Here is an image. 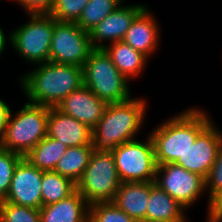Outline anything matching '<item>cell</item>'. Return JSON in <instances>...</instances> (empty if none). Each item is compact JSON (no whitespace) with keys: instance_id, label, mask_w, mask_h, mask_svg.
<instances>
[{"instance_id":"cell-1","label":"cell","mask_w":222,"mask_h":222,"mask_svg":"<svg viewBox=\"0 0 222 222\" xmlns=\"http://www.w3.org/2000/svg\"><path fill=\"white\" fill-rule=\"evenodd\" d=\"M20 77V87L31 104L57 107L71 92L83 85V67L55 62L34 65Z\"/></svg>"},{"instance_id":"cell-2","label":"cell","mask_w":222,"mask_h":222,"mask_svg":"<svg viewBox=\"0 0 222 222\" xmlns=\"http://www.w3.org/2000/svg\"><path fill=\"white\" fill-rule=\"evenodd\" d=\"M200 108L186 109L150 132L157 165L175 163L196 141L197 136L213 121Z\"/></svg>"},{"instance_id":"cell-3","label":"cell","mask_w":222,"mask_h":222,"mask_svg":"<svg viewBox=\"0 0 222 222\" xmlns=\"http://www.w3.org/2000/svg\"><path fill=\"white\" fill-rule=\"evenodd\" d=\"M147 104L145 99L135 97L108 103L102 118L92 129L94 150L112 152L122 143L134 140L144 125Z\"/></svg>"},{"instance_id":"cell-4","label":"cell","mask_w":222,"mask_h":222,"mask_svg":"<svg viewBox=\"0 0 222 222\" xmlns=\"http://www.w3.org/2000/svg\"><path fill=\"white\" fill-rule=\"evenodd\" d=\"M12 113L0 139V147L24 157L47 136L49 107L26 102Z\"/></svg>"},{"instance_id":"cell-5","label":"cell","mask_w":222,"mask_h":222,"mask_svg":"<svg viewBox=\"0 0 222 222\" xmlns=\"http://www.w3.org/2000/svg\"><path fill=\"white\" fill-rule=\"evenodd\" d=\"M129 82L104 49H93L90 52L83 65V85L99 99L107 104L131 99Z\"/></svg>"},{"instance_id":"cell-6","label":"cell","mask_w":222,"mask_h":222,"mask_svg":"<svg viewBox=\"0 0 222 222\" xmlns=\"http://www.w3.org/2000/svg\"><path fill=\"white\" fill-rule=\"evenodd\" d=\"M120 184L113 153L94 150L76 190L91 205L113 202Z\"/></svg>"},{"instance_id":"cell-7","label":"cell","mask_w":222,"mask_h":222,"mask_svg":"<svg viewBox=\"0 0 222 222\" xmlns=\"http://www.w3.org/2000/svg\"><path fill=\"white\" fill-rule=\"evenodd\" d=\"M29 21L10 31V45L31 64L49 61L54 18L49 14H29Z\"/></svg>"},{"instance_id":"cell-8","label":"cell","mask_w":222,"mask_h":222,"mask_svg":"<svg viewBox=\"0 0 222 222\" xmlns=\"http://www.w3.org/2000/svg\"><path fill=\"white\" fill-rule=\"evenodd\" d=\"M134 139L112 151L121 182H154L157 170L153 141Z\"/></svg>"},{"instance_id":"cell-9","label":"cell","mask_w":222,"mask_h":222,"mask_svg":"<svg viewBox=\"0 0 222 222\" xmlns=\"http://www.w3.org/2000/svg\"><path fill=\"white\" fill-rule=\"evenodd\" d=\"M92 50L89 32L75 22H59L54 18L50 62L83 67Z\"/></svg>"},{"instance_id":"cell-10","label":"cell","mask_w":222,"mask_h":222,"mask_svg":"<svg viewBox=\"0 0 222 222\" xmlns=\"http://www.w3.org/2000/svg\"><path fill=\"white\" fill-rule=\"evenodd\" d=\"M154 182L186 211L206 191L203 177L185 170L176 163L158 165Z\"/></svg>"},{"instance_id":"cell-11","label":"cell","mask_w":222,"mask_h":222,"mask_svg":"<svg viewBox=\"0 0 222 222\" xmlns=\"http://www.w3.org/2000/svg\"><path fill=\"white\" fill-rule=\"evenodd\" d=\"M213 121L197 136L196 141L186 151L182 159L175 163L185 170L206 179L214 165L222 142V131H218Z\"/></svg>"},{"instance_id":"cell-12","label":"cell","mask_w":222,"mask_h":222,"mask_svg":"<svg viewBox=\"0 0 222 222\" xmlns=\"http://www.w3.org/2000/svg\"><path fill=\"white\" fill-rule=\"evenodd\" d=\"M42 175V170L33 166L23 157L15 167L4 201L40 209L42 207Z\"/></svg>"},{"instance_id":"cell-13","label":"cell","mask_w":222,"mask_h":222,"mask_svg":"<svg viewBox=\"0 0 222 222\" xmlns=\"http://www.w3.org/2000/svg\"><path fill=\"white\" fill-rule=\"evenodd\" d=\"M145 4L123 5V2L89 31L93 49H104L106 41L111 43L123 40L134 19L146 8ZM105 42V43H104Z\"/></svg>"},{"instance_id":"cell-14","label":"cell","mask_w":222,"mask_h":222,"mask_svg":"<svg viewBox=\"0 0 222 222\" xmlns=\"http://www.w3.org/2000/svg\"><path fill=\"white\" fill-rule=\"evenodd\" d=\"M106 106L104 100L82 85L65 97L56 108L93 129L102 118Z\"/></svg>"},{"instance_id":"cell-15","label":"cell","mask_w":222,"mask_h":222,"mask_svg":"<svg viewBox=\"0 0 222 222\" xmlns=\"http://www.w3.org/2000/svg\"><path fill=\"white\" fill-rule=\"evenodd\" d=\"M47 135L68 148L92 145V129L56 107H49Z\"/></svg>"},{"instance_id":"cell-16","label":"cell","mask_w":222,"mask_h":222,"mask_svg":"<svg viewBox=\"0 0 222 222\" xmlns=\"http://www.w3.org/2000/svg\"><path fill=\"white\" fill-rule=\"evenodd\" d=\"M149 8H145L133 21L123 41L148 58L158 49L160 25Z\"/></svg>"},{"instance_id":"cell-17","label":"cell","mask_w":222,"mask_h":222,"mask_svg":"<svg viewBox=\"0 0 222 222\" xmlns=\"http://www.w3.org/2000/svg\"><path fill=\"white\" fill-rule=\"evenodd\" d=\"M151 182H121L113 203L137 222H145Z\"/></svg>"},{"instance_id":"cell-18","label":"cell","mask_w":222,"mask_h":222,"mask_svg":"<svg viewBox=\"0 0 222 222\" xmlns=\"http://www.w3.org/2000/svg\"><path fill=\"white\" fill-rule=\"evenodd\" d=\"M41 222H88L89 204L76 190L69 197L40 208Z\"/></svg>"},{"instance_id":"cell-19","label":"cell","mask_w":222,"mask_h":222,"mask_svg":"<svg viewBox=\"0 0 222 222\" xmlns=\"http://www.w3.org/2000/svg\"><path fill=\"white\" fill-rule=\"evenodd\" d=\"M185 210L164 190L155 185V182H151L145 222H189Z\"/></svg>"},{"instance_id":"cell-20","label":"cell","mask_w":222,"mask_h":222,"mask_svg":"<svg viewBox=\"0 0 222 222\" xmlns=\"http://www.w3.org/2000/svg\"><path fill=\"white\" fill-rule=\"evenodd\" d=\"M104 50L116 68L128 79H135L146 69L148 57L134 50L123 40L108 44Z\"/></svg>"},{"instance_id":"cell-21","label":"cell","mask_w":222,"mask_h":222,"mask_svg":"<svg viewBox=\"0 0 222 222\" xmlns=\"http://www.w3.org/2000/svg\"><path fill=\"white\" fill-rule=\"evenodd\" d=\"M93 151V145L67 148L64 156L55 165L53 171L69 178L76 184L85 172Z\"/></svg>"},{"instance_id":"cell-22","label":"cell","mask_w":222,"mask_h":222,"mask_svg":"<svg viewBox=\"0 0 222 222\" xmlns=\"http://www.w3.org/2000/svg\"><path fill=\"white\" fill-rule=\"evenodd\" d=\"M67 148L62 142L47 135L24 158L39 170L53 171Z\"/></svg>"},{"instance_id":"cell-23","label":"cell","mask_w":222,"mask_h":222,"mask_svg":"<svg viewBox=\"0 0 222 222\" xmlns=\"http://www.w3.org/2000/svg\"><path fill=\"white\" fill-rule=\"evenodd\" d=\"M41 188L42 206H46L72 195L76 191V184L54 171H43Z\"/></svg>"},{"instance_id":"cell-24","label":"cell","mask_w":222,"mask_h":222,"mask_svg":"<svg viewBox=\"0 0 222 222\" xmlns=\"http://www.w3.org/2000/svg\"><path fill=\"white\" fill-rule=\"evenodd\" d=\"M124 1L125 0H89L75 23L82 30L89 32Z\"/></svg>"},{"instance_id":"cell-25","label":"cell","mask_w":222,"mask_h":222,"mask_svg":"<svg viewBox=\"0 0 222 222\" xmlns=\"http://www.w3.org/2000/svg\"><path fill=\"white\" fill-rule=\"evenodd\" d=\"M205 188L208 192L206 222L213 221V202L222 194V142L217 153L214 165L205 179ZM208 189V190H207Z\"/></svg>"},{"instance_id":"cell-26","label":"cell","mask_w":222,"mask_h":222,"mask_svg":"<svg viewBox=\"0 0 222 222\" xmlns=\"http://www.w3.org/2000/svg\"><path fill=\"white\" fill-rule=\"evenodd\" d=\"M88 222H137L113 202H99L89 205Z\"/></svg>"},{"instance_id":"cell-27","label":"cell","mask_w":222,"mask_h":222,"mask_svg":"<svg viewBox=\"0 0 222 222\" xmlns=\"http://www.w3.org/2000/svg\"><path fill=\"white\" fill-rule=\"evenodd\" d=\"M1 222H41L40 209L0 201Z\"/></svg>"},{"instance_id":"cell-28","label":"cell","mask_w":222,"mask_h":222,"mask_svg":"<svg viewBox=\"0 0 222 222\" xmlns=\"http://www.w3.org/2000/svg\"><path fill=\"white\" fill-rule=\"evenodd\" d=\"M89 0H55L49 15L59 22H76Z\"/></svg>"},{"instance_id":"cell-29","label":"cell","mask_w":222,"mask_h":222,"mask_svg":"<svg viewBox=\"0 0 222 222\" xmlns=\"http://www.w3.org/2000/svg\"><path fill=\"white\" fill-rule=\"evenodd\" d=\"M22 158L20 154L0 147V201L5 199L15 167Z\"/></svg>"},{"instance_id":"cell-30","label":"cell","mask_w":222,"mask_h":222,"mask_svg":"<svg viewBox=\"0 0 222 222\" xmlns=\"http://www.w3.org/2000/svg\"><path fill=\"white\" fill-rule=\"evenodd\" d=\"M29 14H49L55 0H13Z\"/></svg>"},{"instance_id":"cell-31","label":"cell","mask_w":222,"mask_h":222,"mask_svg":"<svg viewBox=\"0 0 222 222\" xmlns=\"http://www.w3.org/2000/svg\"><path fill=\"white\" fill-rule=\"evenodd\" d=\"M11 111L7 102L0 99V139L6 130Z\"/></svg>"},{"instance_id":"cell-32","label":"cell","mask_w":222,"mask_h":222,"mask_svg":"<svg viewBox=\"0 0 222 222\" xmlns=\"http://www.w3.org/2000/svg\"><path fill=\"white\" fill-rule=\"evenodd\" d=\"M222 222V194L213 202V221Z\"/></svg>"},{"instance_id":"cell-33","label":"cell","mask_w":222,"mask_h":222,"mask_svg":"<svg viewBox=\"0 0 222 222\" xmlns=\"http://www.w3.org/2000/svg\"><path fill=\"white\" fill-rule=\"evenodd\" d=\"M6 41H8V43H10V41H11L10 40V32H9V35L7 38L4 33V30L0 26V57H1V54L3 53V51H5V46L7 45Z\"/></svg>"}]
</instances>
